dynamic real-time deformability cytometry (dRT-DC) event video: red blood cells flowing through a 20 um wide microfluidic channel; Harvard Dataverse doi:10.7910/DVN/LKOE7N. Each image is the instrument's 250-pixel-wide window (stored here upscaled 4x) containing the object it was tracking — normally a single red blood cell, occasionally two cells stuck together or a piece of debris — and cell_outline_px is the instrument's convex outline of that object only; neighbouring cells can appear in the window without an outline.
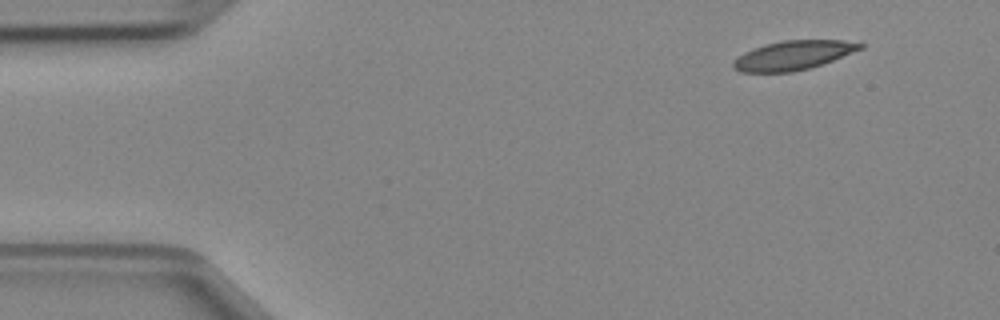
{"species": "Egyptian fruit bat (a non-hibernating species)", "species_latin": "Rousettus aegyptiacus", "temperature_condition": "cold", "stored_images_in_passage": 44, "camera_frame_rate_fps": 3000, "um_per_image_px": 0.085, "animal": {"sex": "female"}, "frame": {"image": 1, "passage_image": 1, "time_ms": 0.0, "image_size_px": [1000, 320], "cell_outline_px": [[864, 48], [832, 60], [808, 68], [792, 72], [740, 72], [732, 68], [732, 64], [744, 52], [752, 48], [764, 44], [784, 40], [844, 40], [864, 44]], "centroid_in_image_um": [67.41, 4.69], "position_along_channel_um": 17.6, "area_um2": 21.39}}
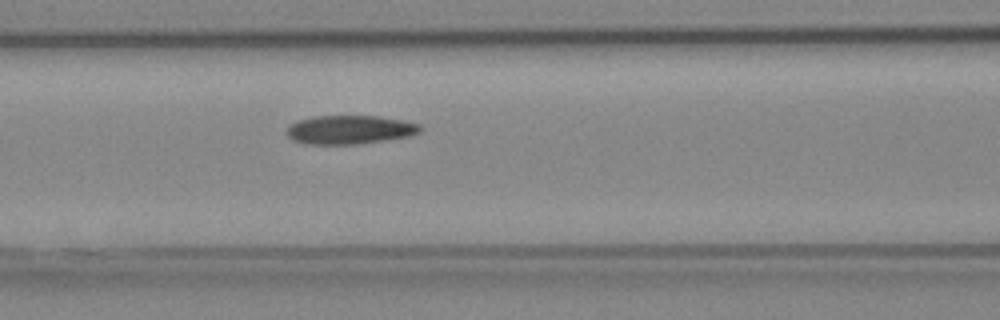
{"frame": {"image": 2, "passage_image": 16, "time_ms": 5.0, "image_size_px": [1000, 320], "cell_outline_px": [[424, 128], [420, 132], [412, 136], [356, 144], [308, 144], [292, 140], [284, 132], [288, 124], [296, 120], [312, 116], [380, 116], [420, 124]], "centroid_in_image_um": [29.69, 11.02], "position_along_channel_um": 136.9, "area_um2": 22.66}}
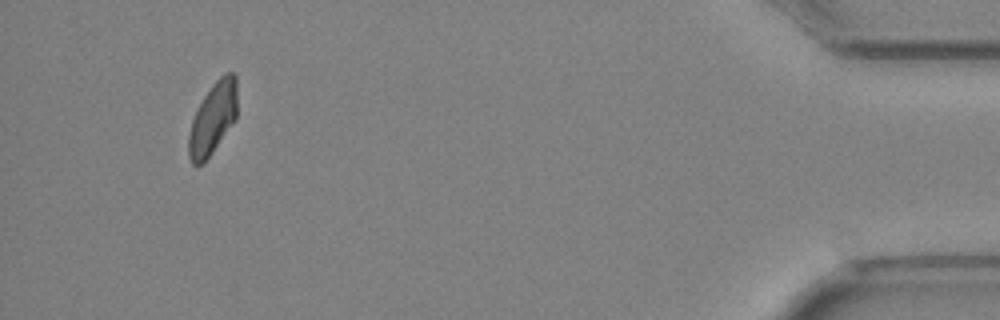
{"frame": {"image": 3, "passage_image": 41, "time_ms": 13.333, "image_size_px": [1000, 320], "cell_outline_px": [[236, 120], [204, 164], [192, 164], [188, 156], [188, 136], [192, 120], [204, 96], [212, 84], [224, 72], [232, 72], [236, 76]], "centroid_in_image_um": [18.09, 10.08], "position_along_channel_um": 417.1, "area_um2": 20.35}}